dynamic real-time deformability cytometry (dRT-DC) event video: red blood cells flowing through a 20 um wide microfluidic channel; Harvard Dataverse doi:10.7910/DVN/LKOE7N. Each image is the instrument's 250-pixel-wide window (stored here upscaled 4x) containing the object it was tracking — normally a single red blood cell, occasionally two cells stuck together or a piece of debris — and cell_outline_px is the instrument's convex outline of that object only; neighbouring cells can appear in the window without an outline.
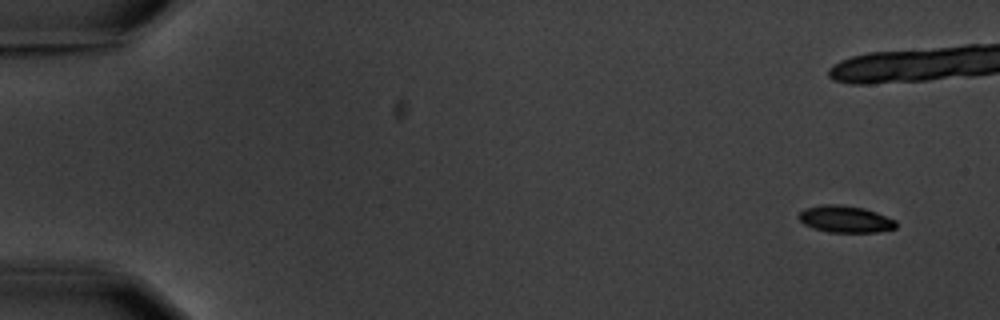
{"species": "common noctule bat (a hibernating species)", "species_latin": "Nyctalus noctula", "temperature_condition": "warm", "stored_images_in_passage": 7, "camera_frame_rate_fps": 3000, "um_per_image_px": 0.085, "animal": {"sex": "male", "body_mass_g": 20.1, "forearm_length_mm": 53.5}, "frame": {"image": 1, "passage_image": 1, "time_ms": 0.0, "image_size_px": [1000, 320], "cell_outline_px": [[896, 228], [876, 232], [828, 232], [812, 228], [804, 224], [796, 216], [804, 208], [824, 204], [840, 204], [864, 208], [876, 212], [896, 220]], "centroid_in_image_um": [71.82, 18.62], "position_along_channel_um": 13.2, "area_um2": 15.32}}